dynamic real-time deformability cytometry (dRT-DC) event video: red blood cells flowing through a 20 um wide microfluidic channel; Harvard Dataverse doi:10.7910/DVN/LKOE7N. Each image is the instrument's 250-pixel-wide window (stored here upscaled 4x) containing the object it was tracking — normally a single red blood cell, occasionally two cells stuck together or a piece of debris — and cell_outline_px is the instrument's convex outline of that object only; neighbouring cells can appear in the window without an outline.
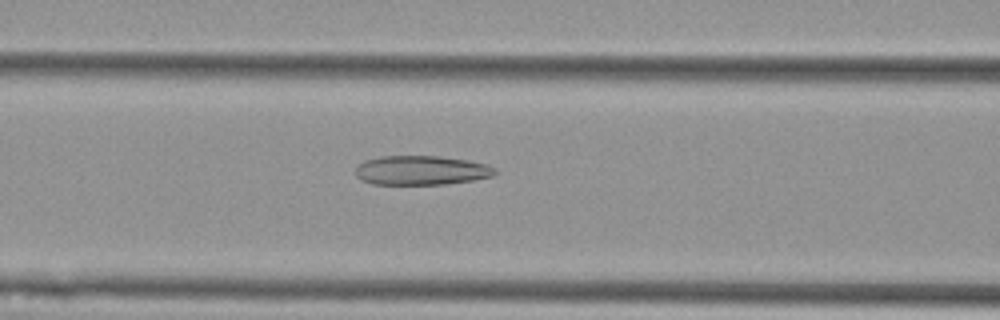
{"species": "Egyptian fruit bat (a non-hibernating species)", "species_latin": "Rousettus aegyptiacus", "temperature_condition": "cold", "stored_images_in_passage": 39, "camera_frame_rate_fps": 3000, "um_per_image_px": 0.085, "animal": {"sex": "female"}, "frame": {"image": 1, "passage_image": 6, "time_ms": 1.667, "image_size_px": [1000, 320], "cell_outline_px": [[496, 172], [492, 176], [472, 180], [444, 184], [372, 184], [360, 180], [356, 176], [356, 164], [364, 160], [380, 156], [440, 156], [468, 160], [488, 164], [496, 168]], "centroid_in_image_um": [35.77, 14.47], "position_along_channel_um": 130.8, "area_um2": 23.99}}
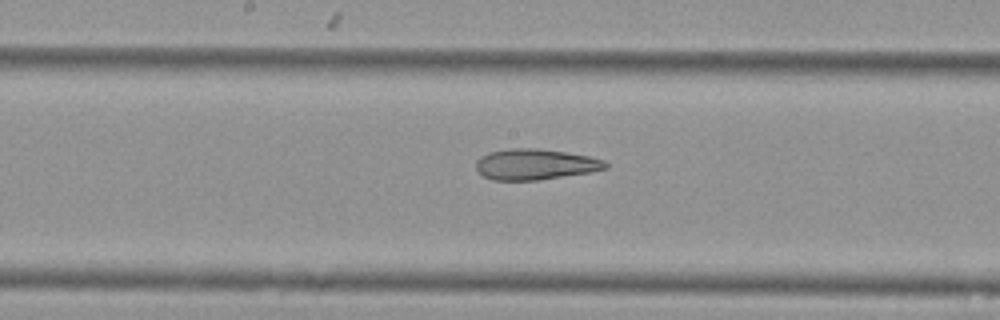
{"frame": {"image": 2, "passage_image": 12, "time_ms": 3.667, "image_size_px": [1000, 320], "cell_outline_px": [[608, 168], [592, 172], [540, 180], [492, 180], [484, 176], [476, 168], [476, 160], [480, 156], [488, 152], [512, 148], [536, 148], [564, 152], [588, 156], [604, 160], [608, 164]], "centroid_in_image_um": [45.5, 13.97], "position_along_channel_um": 202.7, "area_um2": 23.29}}
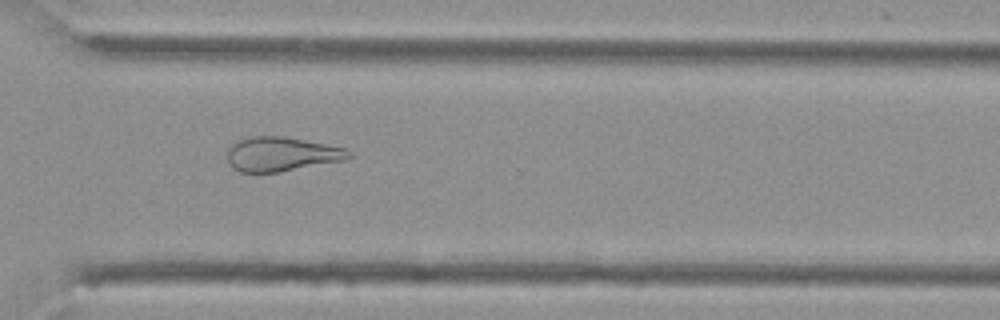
{"frame": {"image": 3, "passage_image": 24, "time_ms": 7.667, "image_size_px": [1000, 320], "cell_outline_px": [[352, 156], [348, 160], [276, 172], [240, 172], [232, 168], [228, 164], [228, 148], [232, 144], [248, 136], [284, 136], [348, 148], [352, 152]], "centroid_in_image_um": [23.96, 13.1], "position_along_channel_um": 346.6, "area_um2": 24.51}, "authors_computed_cell_mechanics": {"area_um2": 24.5072, "velocity_mm_per_s": 3.5999, "shape_relaxation_time_tau1_ms": null, "shape_relaxation_time_tau2_ms": 4.7779, "deformation_change_tau1": null, "deformation_change_tau2": 0.1524}}